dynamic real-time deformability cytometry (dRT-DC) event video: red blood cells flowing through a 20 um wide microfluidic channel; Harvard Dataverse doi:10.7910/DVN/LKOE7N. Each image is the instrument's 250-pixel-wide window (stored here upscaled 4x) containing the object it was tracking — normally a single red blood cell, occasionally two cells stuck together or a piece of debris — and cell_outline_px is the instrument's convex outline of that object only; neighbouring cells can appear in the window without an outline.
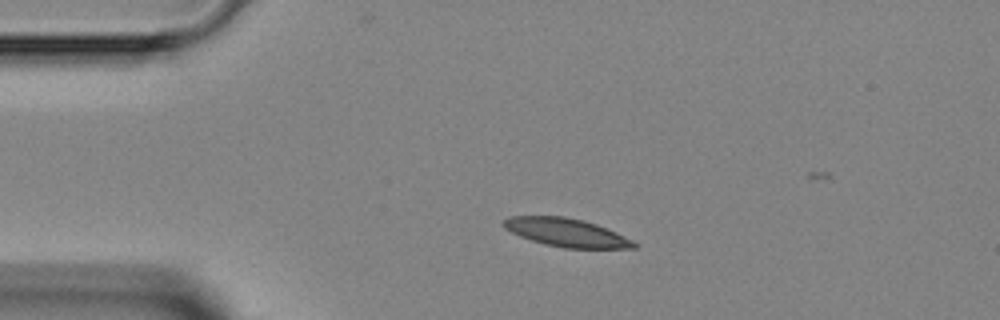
{"species": "Egyptian fruit bat (a non-hibernating species)", "species_latin": "Rousettus aegyptiacus", "temperature_condition": "room temperature", "stored_images_in_passage": 7, "camera_frame_rate_fps": 3000, "um_per_image_px": 0.085, "animal": {"sex": "female"}, "frame": {"image": 1, "passage_image": 2, "time_ms": 1.0, "image_size_px": [1000, 320], "cell_outline_px": [[636, 248], [564, 248], [544, 244], [520, 236], [504, 228], [504, 220], [508, 216], [564, 216], [584, 220], [608, 228], [632, 240], [636, 244]], "centroid_in_image_um": [48.15, 19.76], "position_along_channel_um": 36.9, "area_um2": 21.39}}
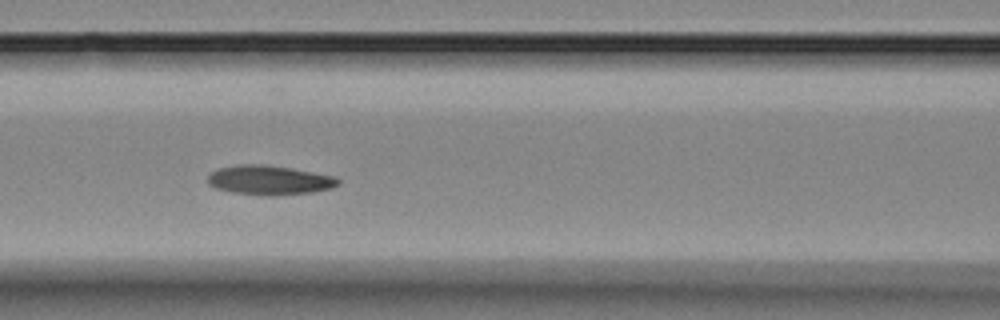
{"frame": {"image": 2, "passage_image": 5, "time_ms": 4.333, "image_size_px": [1000, 320], "cell_outline_px": [[340, 184], [332, 188], [312, 192], [272, 196], [268, 196], [232, 192], [216, 188], [208, 184], [208, 176], [216, 168], [236, 164], [268, 164], [292, 168], [336, 176], [340, 180]], "centroid_in_image_um": [22.91, 15.3], "position_along_channel_um": 143.7, "area_um2": 22.66}}
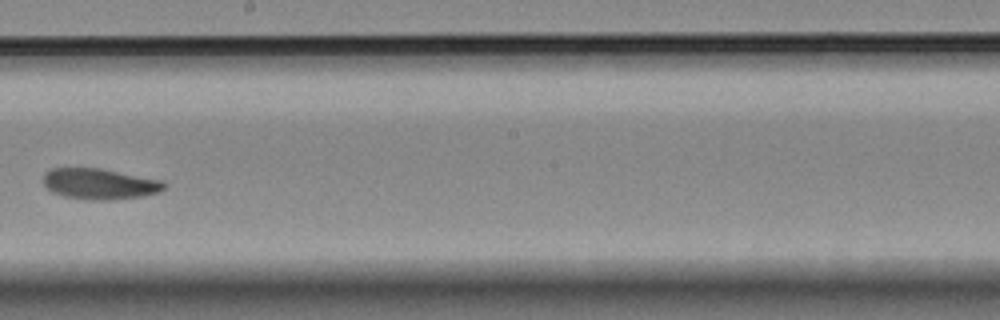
{"frame": {"image": 3, "passage_image": 7, "time_ms": 6.667, "image_size_px": [1000, 320], "cell_outline_px": [[168, 184], [160, 192], [140, 196], [112, 200], [88, 200], [64, 196], [52, 192], [44, 184], [44, 172], [52, 168], [100, 168], [164, 180]], "centroid_in_image_um": [8.5, 15.63], "position_along_channel_um": 239.7, "area_um2": 21.85}}